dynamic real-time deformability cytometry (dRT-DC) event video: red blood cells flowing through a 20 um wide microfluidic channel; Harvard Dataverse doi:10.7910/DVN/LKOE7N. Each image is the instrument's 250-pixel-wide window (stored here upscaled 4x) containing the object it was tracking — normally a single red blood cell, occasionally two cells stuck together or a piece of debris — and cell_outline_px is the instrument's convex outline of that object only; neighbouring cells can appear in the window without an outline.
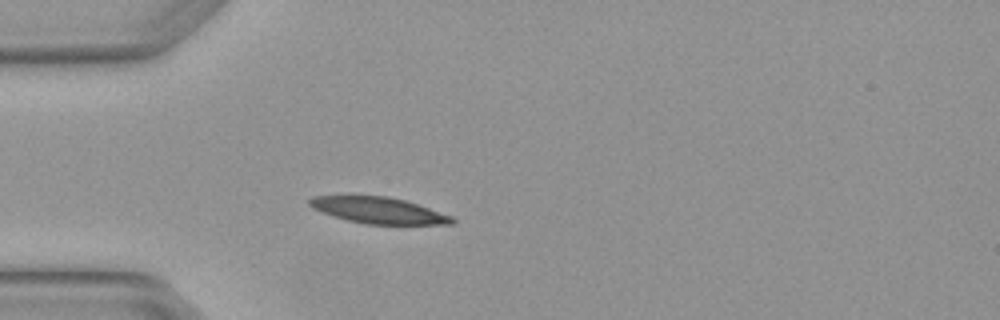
{"species": "Egyptian fruit bat (a non-hibernating species)", "species_latin": "Rousettus aegyptiacus", "temperature_condition": "warm", "stored_images_in_passage": 3, "camera_frame_rate_fps": 3000, "um_per_image_px": 0.085, "animal": {"sex": "female"}, "frame": {"image": 1, "passage_image": 3, "time_ms": 0.667, "image_size_px": [1000, 320], "cell_outline_px": [[456, 220], [452, 224], [364, 224], [348, 220], [312, 208], [308, 204], [308, 200], [312, 196], [388, 196], [404, 200], [452, 216]], "centroid_in_image_um": [32.17, 17.88], "position_along_channel_um": 52.8, "area_um2": 21.44}}